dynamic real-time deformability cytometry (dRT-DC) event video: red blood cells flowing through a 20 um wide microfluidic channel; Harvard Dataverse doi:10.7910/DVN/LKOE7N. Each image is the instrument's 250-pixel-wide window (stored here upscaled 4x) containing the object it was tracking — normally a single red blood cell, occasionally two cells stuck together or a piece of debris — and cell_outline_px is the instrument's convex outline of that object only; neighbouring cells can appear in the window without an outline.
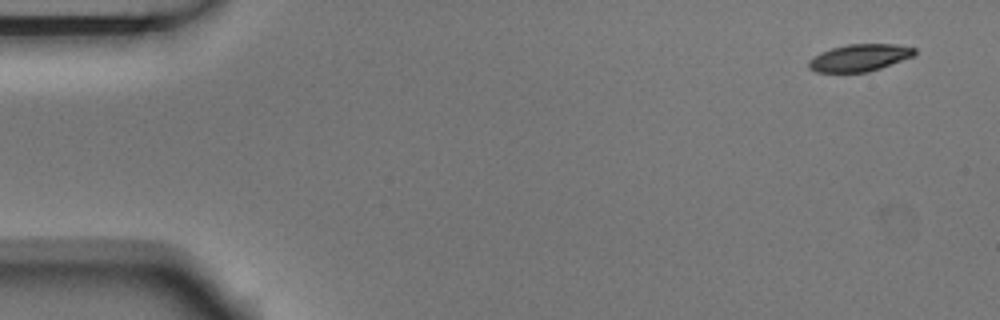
{"species": "Egyptian fruit bat (a non-hibernating species)", "species_latin": "Rousettus aegyptiacus", "temperature_condition": "room temperature", "stored_images_in_passage": 6, "camera_frame_rate_fps": 3000, "um_per_image_px": 0.085, "animal": {"sex": "male"}, "frame": {"image": 1, "passage_image": 1, "time_ms": 0.0, "image_size_px": [1000, 320], "cell_outline_px": [[916, 56], [868, 72], [816, 72], [808, 68], [808, 60], [812, 56], [820, 52], [832, 48], [848, 44], [896, 44], [916, 48]], "centroid_in_image_um": [73.07, 4.9], "position_along_channel_um": 11.9, "area_um2": 16.94}}
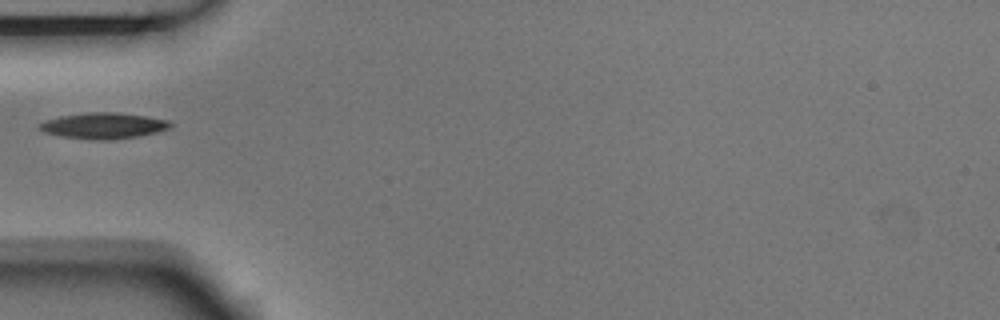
{"frame": {"image": 2, "passage_image": 5, "time_ms": 1.333, "image_size_px": [1000, 320], "cell_outline_px": [[172, 124], [168, 128], [156, 132], [136, 136], [112, 140], [88, 140], [60, 136], [44, 132], [36, 128], [40, 124], [48, 120], [60, 116], [88, 112], [116, 112], [148, 116], [168, 120]], "centroid_in_image_um": [8.77, 10.69], "position_along_channel_um": 76.2, "area_um2": 19.83}}
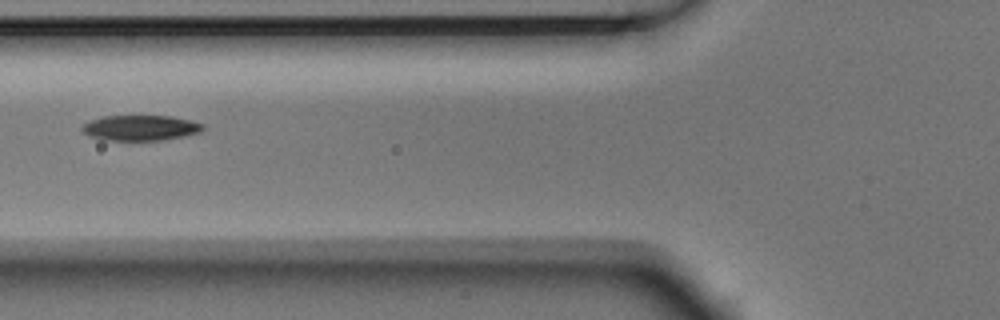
{"frame": {"image": 3, "passage_image": 6, "time_ms": 1.667, "image_size_px": [1000, 320], "cell_outline_px": [[204, 128], [200, 132], [184, 136], [164, 140], [100, 140], [88, 136], [80, 128], [84, 124], [92, 120], [104, 116], [172, 116], [204, 124]], "centroid_in_image_um": [11.93, 10.87], "position_along_channel_um": 113.9, "area_um2": 17.86}}